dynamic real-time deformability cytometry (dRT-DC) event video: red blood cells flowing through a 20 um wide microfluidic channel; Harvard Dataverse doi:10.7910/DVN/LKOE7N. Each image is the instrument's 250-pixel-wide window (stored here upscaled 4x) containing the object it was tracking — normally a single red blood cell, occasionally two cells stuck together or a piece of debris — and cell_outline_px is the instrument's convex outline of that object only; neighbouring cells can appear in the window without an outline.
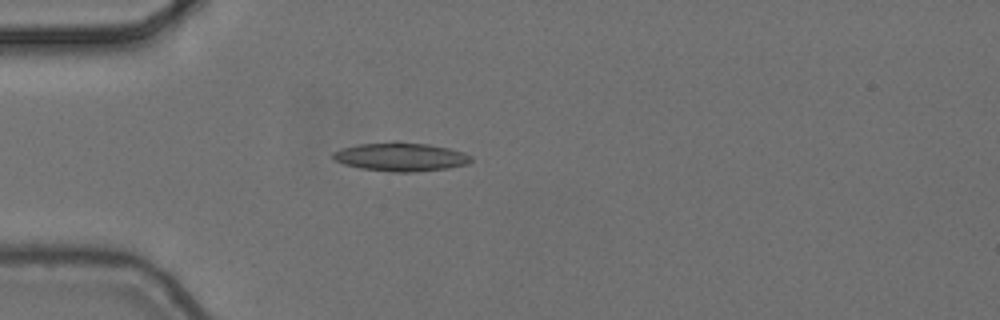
{"species": "common noctule bat (a hibernating species)", "species_latin": "Nyctalus noctula", "temperature_condition": "cold", "stored_images_in_passage": 2, "camera_frame_rate_fps": 3000, "um_per_image_px": 0.085, "animal": {"sex": "female", "body_mass_g": 24.6, "forearm_length_mm": 56.2}, "frame": {"image": 1, "passage_image": 1, "time_ms": 0.0, "image_size_px": [1000, 320], "cell_outline_px": [[472, 160], [468, 164], [448, 168], [416, 172], [392, 172], [360, 168], [344, 164], [336, 160], [332, 156], [332, 152], [340, 148], [360, 144], [396, 140], [428, 144], [448, 148], [464, 152], [472, 156]], "centroid_in_image_um": [34.07, 13.32], "position_along_channel_um": 50.9, "area_um2": 23.35}}